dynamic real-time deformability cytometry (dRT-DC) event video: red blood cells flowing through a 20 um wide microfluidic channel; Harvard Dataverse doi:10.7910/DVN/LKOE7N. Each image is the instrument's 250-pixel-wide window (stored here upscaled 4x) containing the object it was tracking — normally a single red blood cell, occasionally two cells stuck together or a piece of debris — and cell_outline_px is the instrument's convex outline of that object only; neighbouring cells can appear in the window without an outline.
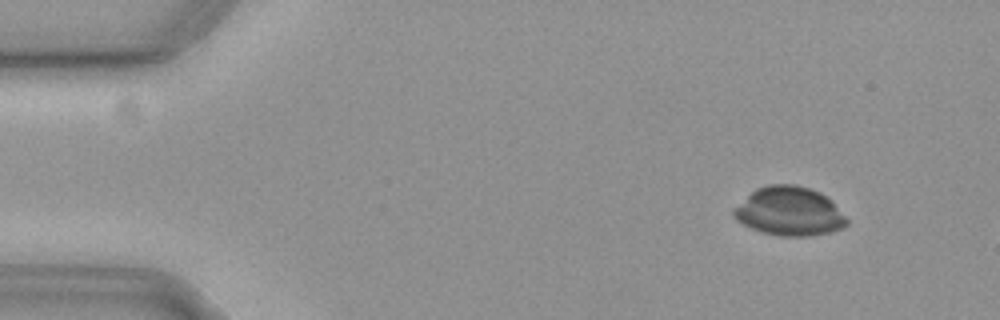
{"species": "common noctule bat (a hibernating species)", "species_latin": "Nyctalus noctula", "temperature_condition": "cold", "stored_images_in_passage": 9, "camera_frame_rate_fps": 3000, "um_per_image_px": 0.085, "animal": {"sex": "female", "body_mass_g": 19.3, "forearm_length_mm": 54.1}, "frame": {"image": 1, "passage_image": 2, "time_ms": 0.333, "image_size_px": [1000, 320], "cell_outline_px": [[848, 224], [840, 228], [828, 232], [808, 236], [780, 236], [760, 232], [736, 220], [732, 216], [732, 212], [756, 188], [768, 184], [796, 184], [820, 192], [832, 200], [848, 220]], "centroid_in_image_um": [67.11, 17.96], "position_along_channel_um": 17.9, "area_um2": 31.96}}